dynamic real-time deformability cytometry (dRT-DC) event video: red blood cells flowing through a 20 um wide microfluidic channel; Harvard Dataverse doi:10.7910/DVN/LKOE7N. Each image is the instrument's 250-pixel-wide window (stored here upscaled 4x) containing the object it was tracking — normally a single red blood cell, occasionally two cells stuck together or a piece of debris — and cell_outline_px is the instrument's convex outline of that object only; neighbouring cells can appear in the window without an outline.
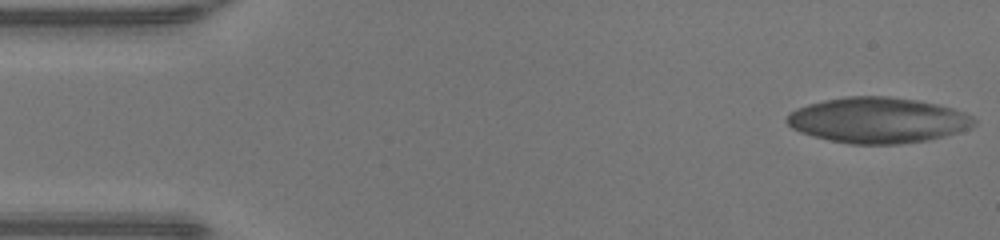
{"species": "human", "species_latin": "Homo sapiens", "temperature_condition": "warm", "stored_images_in_passage": 48, "camera_frame_rate_fps": 3000, "um_per_image_px": 0.085, "donor": {"sex": "male"}, "frame": {"image": 1, "passage_image": 1, "time_ms": 0.0, "image_size_px": [1000, 240], "cell_outline_px": [[976, 124], [968, 128], [944, 136], [924, 140], [896, 144], [852, 144], [832, 140], [800, 132], [792, 128], [788, 124], [788, 116], [796, 108], [808, 104], [824, 100], [844, 96], [888, 96], [916, 100], [936, 104], [952, 108], [964, 112], [972, 116], [976, 120]], "centroid_in_image_um": [74.62, 10.2], "position_along_channel_um": 10.4, "area_um2": 49.25}}
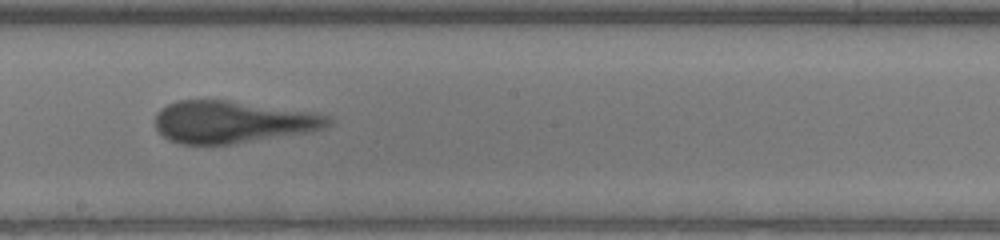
{"frame": {"image": 2, "passage_image": 26, "time_ms": 8.333, "image_size_px": [1000, 240], "cell_outline_px": [[332, 124], [324, 128], [304, 132], [232, 144], [180, 144], [168, 140], [156, 128], [156, 112], [160, 108], [176, 100], [224, 100], [308, 112], [328, 116], [332, 120]], "centroid_in_image_um": [19.68, 10.37], "position_along_channel_um": 228.5, "area_um2": 41.79}}
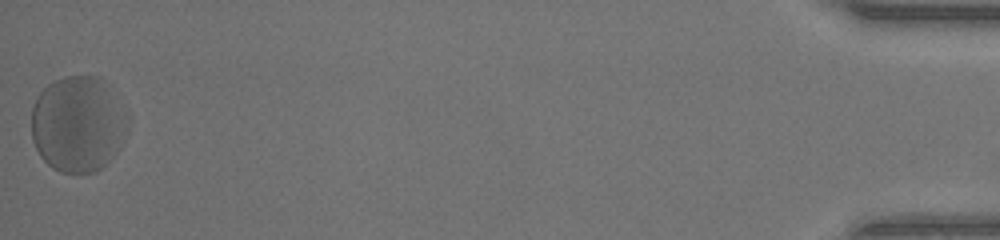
{"frame": {"image": 3, "passage_image": 48, "time_ms": 15.667, "image_size_px": [1000, 240], "cell_outline_px": [[132, 116], [124, 140], [116, 152], [96, 172], [60, 172], [52, 168], [40, 156], [32, 140], [32, 108], [40, 92], [48, 84], [64, 76], [100, 76], [112, 84]], "centroid_in_image_um": [6.71, 10.49], "position_along_channel_um": 428.5, "area_um2": 55.14}, "authors_computed_cell_mechanics": {"area_um2": 45.4886, "velocity_mm_per_s": 4.1795, "shape_relaxation_time_tau1_ms": 2.9012, "shape_relaxation_time_tau2_ms": 0.7439, "deformation_change_tau1": 0.1435, "deformation_change_tau2": 0.0939}}